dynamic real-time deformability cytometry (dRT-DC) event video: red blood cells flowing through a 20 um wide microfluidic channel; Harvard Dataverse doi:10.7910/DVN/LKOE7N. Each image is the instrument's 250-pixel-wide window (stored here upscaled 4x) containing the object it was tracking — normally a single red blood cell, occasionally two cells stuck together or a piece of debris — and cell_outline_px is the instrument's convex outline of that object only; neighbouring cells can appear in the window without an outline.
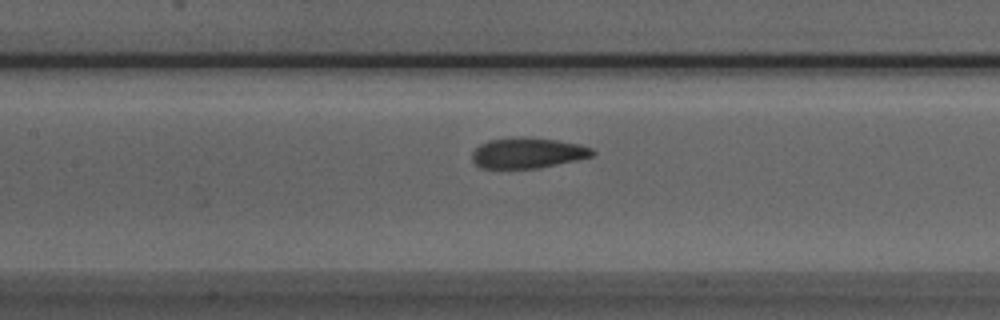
{"species": "Egyptian fruit bat (a non-hibernating species)", "species_latin": "Rousettus aegyptiacus", "temperature_condition": "room temperature", "stored_images_in_passage": 40, "camera_frame_rate_fps": 3000, "um_per_image_px": 0.085, "animal": {"sex": "male"}, "frame": {"image": 1, "passage_image": 12, "time_ms": 3.667, "image_size_px": [1000, 320], "cell_outline_px": [[596, 152], [592, 156], [576, 160], [540, 168], [480, 168], [472, 160], [472, 152], [480, 144], [488, 140], [556, 140], [580, 144], [592, 148]], "centroid_in_image_um": [44.87, 13.05], "position_along_channel_um": 162.5, "area_um2": 20.52}}
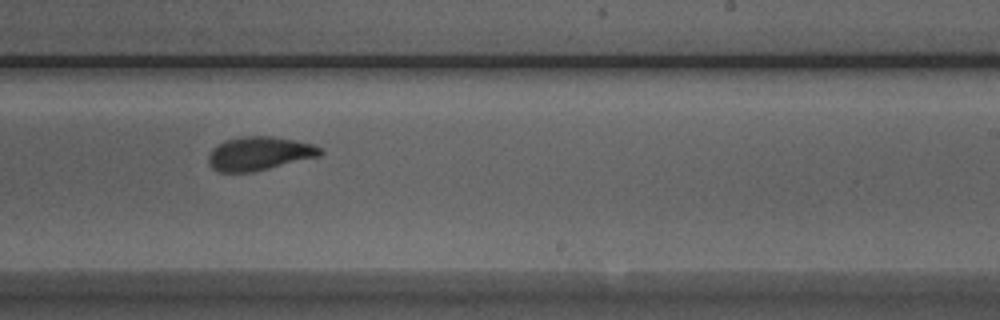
{"frame": {"image": 2, "passage_image": 20, "time_ms": 6.333, "image_size_px": [1000, 320], "cell_outline_px": [[324, 152], [320, 156], [252, 172], [220, 172], [212, 168], [208, 164], [208, 156], [212, 148], [216, 144], [224, 140], [244, 136], [272, 136], [312, 144], [320, 148]], "centroid_in_image_um": [21.99, 13.05], "position_along_channel_um": 267.0, "area_um2": 21.91}}
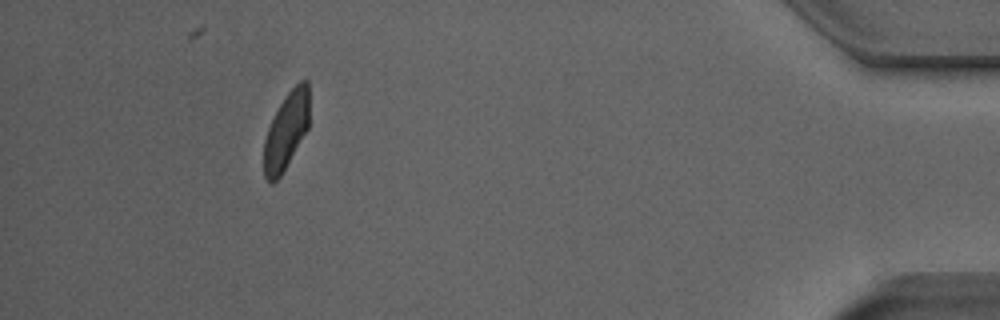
{"frame": {"image": 3, "passage_image": 36, "time_ms": 11.667, "image_size_px": [1000, 320], "cell_outline_px": [[308, 128], [280, 176], [272, 184], [264, 176], [264, 140], [268, 128], [280, 104], [288, 92], [300, 80], [308, 80]], "centroid_in_image_um": [24.32, 11.12], "position_along_channel_um": 410.9, "area_um2": 19.88}, "authors_computed_cell_mechanics": {"area_um2": 21.964, "velocity_mm_per_s": 3.9282, "shape_relaxation_time_tau1_ms": 4.3595, "shape_relaxation_time_tau2_ms": 2.0466, "deformation_change_tau1": 0.1411, "deformation_change_tau2": 0.0578}}